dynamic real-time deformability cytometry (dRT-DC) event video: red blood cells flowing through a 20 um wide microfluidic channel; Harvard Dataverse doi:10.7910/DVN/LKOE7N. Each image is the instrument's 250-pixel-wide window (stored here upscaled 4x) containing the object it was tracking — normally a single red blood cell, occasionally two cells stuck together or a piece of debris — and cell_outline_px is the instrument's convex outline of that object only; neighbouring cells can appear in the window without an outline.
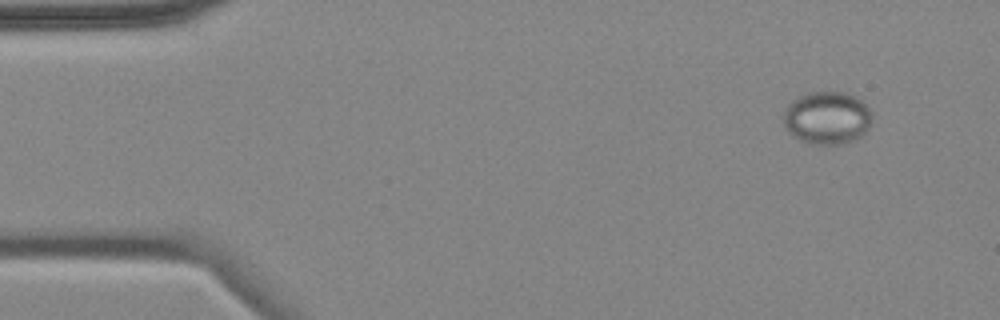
{"species": "common noctule bat (a hibernating species)", "species_latin": "Nyctalus noctula", "temperature_condition": "cold", "stored_images_in_passage": 4, "camera_frame_rate_fps": 3000, "um_per_image_px": 0.085, "animal": {"sex": "female", "body_mass_g": 18.4}, "frame": {"image": 1, "passage_image": 1, "time_ms": 0.0, "image_size_px": [1000, 320], "cell_outline_px": [[872, 124], [860, 136], [844, 144], [808, 144], [792, 136], [784, 124], [784, 112], [788, 104], [792, 100], [808, 92], [848, 92], [860, 100], [872, 112]], "centroid_in_image_um": [70.3, 10.02], "position_along_channel_um": 14.7, "area_um2": 27.34}}